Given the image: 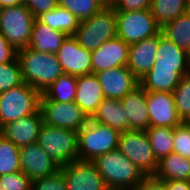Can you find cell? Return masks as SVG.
Wrapping results in <instances>:
<instances>
[{
  "instance_id": "cell-33",
  "label": "cell",
  "mask_w": 190,
  "mask_h": 190,
  "mask_svg": "<svg viewBox=\"0 0 190 190\" xmlns=\"http://www.w3.org/2000/svg\"><path fill=\"white\" fill-rule=\"evenodd\" d=\"M175 107L182 122L190 121V74L183 76L173 91Z\"/></svg>"
},
{
  "instance_id": "cell-43",
  "label": "cell",
  "mask_w": 190,
  "mask_h": 190,
  "mask_svg": "<svg viewBox=\"0 0 190 190\" xmlns=\"http://www.w3.org/2000/svg\"><path fill=\"white\" fill-rule=\"evenodd\" d=\"M23 4H24V0H0V6L2 8L19 6Z\"/></svg>"
},
{
  "instance_id": "cell-15",
  "label": "cell",
  "mask_w": 190,
  "mask_h": 190,
  "mask_svg": "<svg viewBox=\"0 0 190 190\" xmlns=\"http://www.w3.org/2000/svg\"><path fill=\"white\" fill-rule=\"evenodd\" d=\"M150 127L175 128L182 123L178 116L173 92H146Z\"/></svg>"
},
{
  "instance_id": "cell-11",
  "label": "cell",
  "mask_w": 190,
  "mask_h": 190,
  "mask_svg": "<svg viewBox=\"0 0 190 190\" xmlns=\"http://www.w3.org/2000/svg\"><path fill=\"white\" fill-rule=\"evenodd\" d=\"M67 190H110L93 161L75 160L61 166Z\"/></svg>"
},
{
  "instance_id": "cell-41",
  "label": "cell",
  "mask_w": 190,
  "mask_h": 190,
  "mask_svg": "<svg viewBox=\"0 0 190 190\" xmlns=\"http://www.w3.org/2000/svg\"><path fill=\"white\" fill-rule=\"evenodd\" d=\"M138 190H166L165 181L158 179L154 175L145 176L137 187Z\"/></svg>"
},
{
  "instance_id": "cell-5",
  "label": "cell",
  "mask_w": 190,
  "mask_h": 190,
  "mask_svg": "<svg viewBox=\"0 0 190 190\" xmlns=\"http://www.w3.org/2000/svg\"><path fill=\"white\" fill-rule=\"evenodd\" d=\"M73 36L89 51L99 48L105 41L117 36L115 9L105 6L92 17L80 21Z\"/></svg>"
},
{
  "instance_id": "cell-21",
  "label": "cell",
  "mask_w": 190,
  "mask_h": 190,
  "mask_svg": "<svg viewBox=\"0 0 190 190\" xmlns=\"http://www.w3.org/2000/svg\"><path fill=\"white\" fill-rule=\"evenodd\" d=\"M105 98L96 74L77 77V93L75 103L91 118Z\"/></svg>"
},
{
  "instance_id": "cell-2",
  "label": "cell",
  "mask_w": 190,
  "mask_h": 190,
  "mask_svg": "<svg viewBox=\"0 0 190 190\" xmlns=\"http://www.w3.org/2000/svg\"><path fill=\"white\" fill-rule=\"evenodd\" d=\"M110 190L137 189L145 175L118 149L98 156L94 161Z\"/></svg>"
},
{
  "instance_id": "cell-13",
  "label": "cell",
  "mask_w": 190,
  "mask_h": 190,
  "mask_svg": "<svg viewBox=\"0 0 190 190\" xmlns=\"http://www.w3.org/2000/svg\"><path fill=\"white\" fill-rule=\"evenodd\" d=\"M64 74L83 76L91 74V51L82 47L74 36H67L57 53Z\"/></svg>"
},
{
  "instance_id": "cell-14",
  "label": "cell",
  "mask_w": 190,
  "mask_h": 190,
  "mask_svg": "<svg viewBox=\"0 0 190 190\" xmlns=\"http://www.w3.org/2000/svg\"><path fill=\"white\" fill-rule=\"evenodd\" d=\"M20 169L31 181L55 175L60 166L37 143L20 147Z\"/></svg>"
},
{
  "instance_id": "cell-19",
  "label": "cell",
  "mask_w": 190,
  "mask_h": 190,
  "mask_svg": "<svg viewBox=\"0 0 190 190\" xmlns=\"http://www.w3.org/2000/svg\"><path fill=\"white\" fill-rule=\"evenodd\" d=\"M147 93L138 85L121 99L127 116V131H146L150 127V118L146 105Z\"/></svg>"
},
{
  "instance_id": "cell-4",
  "label": "cell",
  "mask_w": 190,
  "mask_h": 190,
  "mask_svg": "<svg viewBox=\"0 0 190 190\" xmlns=\"http://www.w3.org/2000/svg\"><path fill=\"white\" fill-rule=\"evenodd\" d=\"M37 144L60 167L78 159L77 131L43 123L39 130Z\"/></svg>"
},
{
  "instance_id": "cell-10",
  "label": "cell",
  "mask_w": 190,
  "mask_h": 190,
  "mask_svg": "<svg viewBox=\"0 0 190 190\" xmlns=\"http://www.w3.org/2000/svg\"><path fill=\"white\" fill-rule=\"evenodd\" d=\"M40 110L43 123L77 132L89 120V117L74 101L66 103L51 101L42 93L40 97Z\"/></svg>"
},
{
  "instance_id": "cell-9",
  "label": "cell",
  "mask_w": 190,
  "mask_h": 190,
  "mask_svg": "<svg viewBox=\"0 0 190 190\" xmlns=\"http://www.w3.org/2000/svg\"><path fill=\"white\" fill-rule=\"evenodd\" d=\"M118 150L123 153L145 176L154 175L158 160L145 131L121 132Z\"/></svg>"
},
{
  "instance_id": "cell-1",
  "label": "cell",
  "mask_w": 190,
  "mask_h": 190,
  "mask_svg": "<svg viewBox=\"0 0 190 190\" xmlns=\"http://www.w3.org/2000/svg\"><path fill=\"white\" fill-rule=\"evenodd\" d=\"M22 79L28 85L43 93L56 79L62 76L63 70L57 55L38 52L29 47L18 50Z\"/></svg>"
},
{
  "instance_id": "cell-45",
  "label": "cell",
  "mask_w": 190,
  "mask_h": 190,
  "mask_svg": "<svg viewBox=\"0 0 190 190\" xmlns=\"http://www.w3.org/2000/svg\"><path fill=\"white\" fill-rule=\"evenodd\" d=\"M187 3H188L189 11H190V0H187Z\"/></svg>"
},
{
  "instance_id": "cell-25",
  "label": "cell",
  "mask_w": 190,
  "mask_h": 190,
  "mask_svg": "<svg viewBox=\"0 0 190 190\" xmlns=\"http://www.w3.org/2000/svg\"><path fill=\"white\" fill-rule=\"evenodd\" d=\"M154 176L161 180H190V159L172 152L158 161Z\"/></svg>"
},
{
  "instance_id": "cell-26",
  "label": "cell",
  "mask_w": 190,
  "mask_h": 190,
  "mask_svg": "<svg viewBox=\"0 0 190 190\" xmlns=\"http://www.w3.org/2000/svg\"><path fill=\"white\" fill-rule=\"evenodd\" d=\"M162 34L190 56V11L161 27Z\"/></svg>"
},
{
  "instance_id": "cell-32",
  "label": "cell",
  "mask_w": 190,
  "mask_h": 190,
  "mask_svg": "<svg viewBox=\"0 0 190 190\" xmlns=\"http://www.w3.org/2000/svg\"><path fill=\"white\" fill-rule=\"evenodd\" d=\"M58 6L68 10L79 21L92 17L105 7L100 0H58Z\"/></svg>"
},
{
  "instance_id": "cell-6",
  "label": "cell",
  "mask_w": 190,
  "mask_h": 190,
  "mask_svg": "<svg viewBox=\"0 0 190 190\" xmlns=\"http://www.w3.org/2000/svg\"><path fill=\"white\" fill-rule=\"evenodd\" d=\"M40 97L41 93L26 82L0 93V127L34 114L40 108Z\"/></svg>"
},
{
  "instance_id": "cell-24",
  "label": "cell",
  "mask_w": 190,
  "mask_h": 190,
  "mask_svg": "<svg viewBox=\"0 0 190 190\" xmlns=\"http://www.w3.org/2000/svg\"><path fill=\"white\" fill-rule=\"evenodd\" d=\"M91 119L120 132L127 131V116L120 99L104 98Z\"/></svg>"
},
{
  "instance_id": "cell-27",
  "label": "cell",
  "mask_w": 190,
  "mask_h": 190,
  "mask_svg": "<svg viewBox=\"0 0 190 190\" xmlns=\"http://www.w3.org/2000/svg\"><path fill=\"white\" fill-rule=\"evenodd\" d=\"M36 19L67 36H73L80 24V21L72 13L60 6L41 14Z\"/></svg>"
},
{
  "instance_id": "cell-12",
  "label": "cell",
  "mask_w": 190,
  "mask_h": 190,
  "mask_svg": "<svg viewBox=\"0 0 190 190\" xmlns=\"http://www.w3.org/2000/svg\"><path fill=\"white\" fill-rule=\"evenodd\" d=\"M130 45L115 36L105 41L99 48L91 51V74L127 66Z\"/></svg>"
},
{
  "instance_id": "cell-40",
  "label": "cell",
  "mask_w": 190,
  "mask_h": 190,
  "mask_svg": "<svg viewBox=\"0 0 190 190\" xmlns=\"http://www.w3.org/2000/svg\"><path fill=\"white\" fill-rule=\"evenodd\" d=\"M18 51L8 43L0 32V64L8 63L17 59Z\"/></svg>"
},
{
  "instance_id": "cell-29",
  "label": "cell",
  "mask_w": 190,
  "mask_h": 190,
  "mask_svg": "<svg viewBox=\"0 0 190 190\" xmlns=\"http://www.w3.org/2000/svg\"><path fill=\"white\" fill-rule=\"evenodd\" d=\"M76 93L77 77L69 74H63L42 94L51 101L66 103L75 101Z\"/></svg>"
},
{
  "instance_id": "cell-38",
  "label": "cell",
  "mask_w": 190,
  "mask_h": 190,
  "mask_svg": "<svg viewBox=\"0 0 190 190\" xmlns=\"http://www.w3.org/2000/svg\"><path fill=\"white\" fill-rule=\"evenodd\" d=\"M24 5L37 18L41 14L55 9L58 6V0H24Z\"/></svg>"
},
{
  "instance_id": "cell-34",
  "label": "cell",
  "mask_w": 190,
  "mask_h": 190,
  "mask_svg": "<svg viewBox=\"0 0 190 190\" xmlns=\"http://www.w3.org/2000/svg\"><path fill=\"white\" fill-rule=\"evenodd\" d=\"M23 83L19 60L0 64V93Z\"/></svg>"
},
{
  "instance_id": "cell-23",
  "label": "cell",
  "mask_w": 190,
  "mask_h": 190,
  "mask_svg": "<svg viewBox=\"0 0 190 190\" xmlns=\"http://www.w3.org/2000/svg\"><path fill=\"white\" fill-rule=\"evenodd\" d=\"M183 75L173 69L151 68L139 80V85L146 92H173Z\"/></svg>"
},
{
  "instance_id": "cell-7",
  "label": "cell",
  "mask_w": 190,
  "mask_h": 190,
  "mask_svg": "<svg viewBox=\"0 0 190 190\" xmlns=\"http://www.w3.org/2000/svg\"><path fill=\"white\" fill-rule=\"evenodd\" d=\"M35 19L24 4L1 8L0 32L18 51L29 46Z\"/></svg>"
},
{
  "instance_id": "cell-28",
  "label": "cell",
  "mask_w": 190,
  "mask_h": 190,
  "mask_svg": "<svg viewBox=\"0 0 190 190\" xmlns=\"http://www.w3.org/2000/svg\"><path fill=\"white\" fill-rule=\"evenodd\" d=\"M150 11L160 27L189 11L187 0H152Z\"/></svg>"
},
{
  "instance_id": "cell-35",
  "label": "cell",
  "mask_w": 190,
  "mask_h": 190,
  "mask_svg": "<svg viewBox=\"0 0 190 190\" xmlns=\"http://www.w3.org/2000/svg\"><path fill=\"white\" fill-rule=\"evenodd\" d=\"M173 152L190 159V123L182 122L174 128Z\"/></svg>"
},
{
  "instance_id": "cell-8",
  "label": "cell",
  "mask_w": 190,
  "mask_h": 190,
  "mask_svg": "<svg viewBox=\"0 0 190 190\" xmlns=\"http://www.w3.org/2000/svg\"><path fill=\"white\" fill-rule=\"evenodd\" d=\"M115 15L117 36L129 45L156 36L161 32V27L150 9L115 11Z\"/></svg>"
},
{
  "instance_id": "cell-16",
  "label": "cell",
  "mask_w": 190,
  "mask_h": 190,
  "mask_svg": "<svg viewBox=\"0 0 190 190\" xmlns=\"http://www.w3.org/2000/svg\"><path fill=\"white\" fill-rule=\"evenodd\" d=\"M42 124L43 117L39 108L34 114L2 125L1 135L20 148L37 143Z\"/></svg>"
},
{
  "instance_id": "cell-42",
  "label": "cell",
  "mask_w": 190,
  "mask_h": 190,
  "mask_svg": "<svg viewBox=\"0 0 190 190\" xmlns=\"http://www.w3.org/2000/svg\"><path fill=\"white\" fill-rule=\"evenodd\" d=\"M166 190H190V180H164Z\"/></svg>"
},
{
  "instance_id": "cell-30",
  "label": "cell",
  "mask_w": 190,
  "mask_h": 190,
  "mask_svg": "<svg viewBox=\"0 0 190 190\" xmlns=\"http://www.w3.org/2000/svg\"><path fill=\"white\" fill-rule=\"evenodd\" d=\"M145 132L158 161L173 152L174 128L149 127Z\"/></svg>"
},
{
  "instance_id": "cell-44",
  "label": "cell",
  "mask_w": 190,
  "mask_h": 190,
  "mask_svg": "<svg viewBox=\"0 0 190 190\" xmlns=\"http://www.w3.org/2000/svg\"><path fill=\"white\" fill-rule=\"evenodd\" d=\"M105 6H112L114 4V0H100Z\"/></svg>"
},
{
  "instance_id": "cell-18",
  "label": "cell",
  "mask_w": 190,
  "mask_h": 190,
  "mask_svg": "<svg viewBox=\"0 0 190 190\" xmlns=\"http://www.w3.org/2000/svg\"><path fill=\"white\" fill-rule=\"evenodd\" d=\"M159 47V34L130 44L127 68L140 80L152 68Z\"/></svg>"
},
{
  "instance_id": "cell-37",
  "label": "cell",
  "mask_w": 190,
  "mask_h": 190,
  "mask_svg": "<svg viewBox=\"0 0 190 190\" xmlns=\"http://www.w3.org/2000/svg\"><path fill=\"white\" fill-rule=\"evenodd\" d=\"M31 190H67L65 178L58 171L55 175L31 182Z\"/></svg>"
},
{
  "instance_id": "cell-3",
  "label": "cell",
  "mask_w": 190,
  "mask_h": 190,
  "mask_svg": "<svg viewBox=\"0 0 190 190\" xmlns=\"http://www.w3.org/2000/svg\"><path fill=\"white\" fill-rule=\"evenodd\" d=\"M77 133L79 160L94 161L98 156L118 149L121 132L91 118Z\"/></svg>"
},
{
  "instance_id": "cell-22",
  "label": "cell",
  "mask_w": 190,
  "mask_h": 190,
  "mask_svg": "<svg viewBox=\"0 0 190 190\" xmlns=\"http://www.w3.org/2000/svg\"><path fill=\"white\" fill-rule=\"evenodd\" d=\"M66 37L63 32L53 30L49 25L35 19L28 47L38 52L56 54Z\"/></svg>"
},
{
  "instance_id": "cell-39",
  "label": "cell",
  "mask_w": 190,
  "mask_h": 190,
  "mask_svg": "<svg viewBox=\"0 0 190 190\" xmlns=\"http://www.w3.org/2000/svg\"><path fill=\"white\" fill-rule=\"evenodd\" d=\"M152 0H116L112 7L115 11H137L150 9Z\"/></svg>"
},
{
  "instance_id": "cell-17",
  "label": "cell",
  "mask_w": 190,
  "mask_h": 190,
  "mask_svg": "<svg viewBox=\"0 0 190 190\" xmlns=\"http://www.w3.org/2000/svg\"><path fill=\"white\" fill-rule=\"evenodd\" d=\"M105 98L122 99L139 85V80L127 68L116 67L96 74Z\"/></svg>"
},
{
  "instance_id": "cell-36",
  "label": "cell",
  "mask_w": 190,
  "mask_h": 190,
  "mask_svg": "<svg viewBox=\"0 0 190 190\" xmlns=\"http://www.w3.org/2000/svg\"><path fill=\"white\" fill-rule=\"evenodd\" d=\"M31 179L22 171L0 175V187L4 190H29Z\"/></svg>"
},
{
  "instance_id": "cell-31",
  "label": "cell",
  "mask_w": 190,
  "mask_h": 190,
  "mask_svg": "<svg viewBox=\"0 0 190 190\" xmlns=\"http://www.w3.org/2000/svg\"><path fill=\"white\" fill-rule=\"evenodd\" d=\"M20 169V148L10 140L0 138V175L10 174Z\"/></svg>"
},
{
  "instance_id": "cell-20",
  "label": "cell",
  "mask_w": 190,
  "mask_h": 190,
  "mask_svg": "<svg viewBox=\"0 0 190 190\" xmlns=\"http://www.w3.org/2000/svg\"><path fill=\"white\" fill-rule=\"evenodd\" d=\"M155 56L152 68L173 69L183 76L190 74L189 53L171 42L162 32L159 33V47Z\"/></svg>"
}]
</instances>
